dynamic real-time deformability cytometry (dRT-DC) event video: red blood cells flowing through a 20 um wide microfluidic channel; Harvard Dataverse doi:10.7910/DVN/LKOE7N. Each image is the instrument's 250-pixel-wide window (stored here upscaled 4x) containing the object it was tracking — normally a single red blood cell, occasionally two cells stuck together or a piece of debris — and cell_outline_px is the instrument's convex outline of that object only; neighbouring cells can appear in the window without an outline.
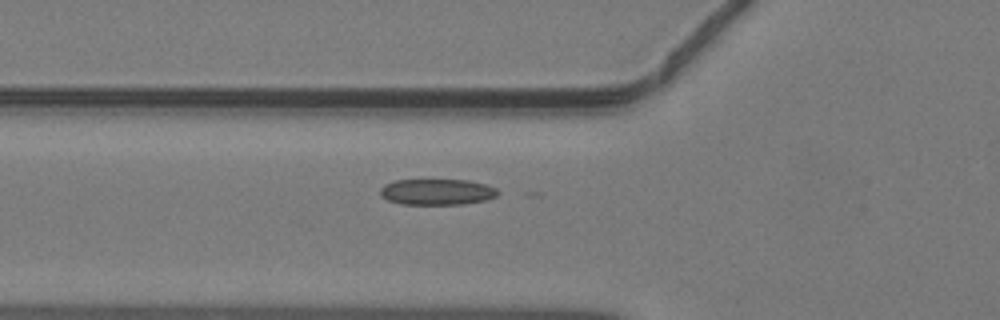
{"species": "common noctule bat (a hibernating species)", "species_latin": "Nyctalus noctula", "temperature_condition": "warm", "stored_images_in_passage": 33, "camera_frame_rate_fps": 3000, "um_per_image_px": 0.085, "animal": {"sex": "male", "body_mass_g": 19.2, "forearm_length_mm": 51.8}, "frame": {"image": 1, "passage_image": 4, "time_ms": 1.0, "image_size_px": [1000, 320], "cell_outline_px": [[500, 192], [496, 196], [488, 200], [464, 204], [400, 204], [388, 200], [380, 196], [380, 188], [384, 184], [396, 180], [468, 180], [484, 184], [496, 188]], "centroid_in_image_um": [37.14, 16.31], "position_along_channel_um": 88.7, "area_um2": 17.92}}
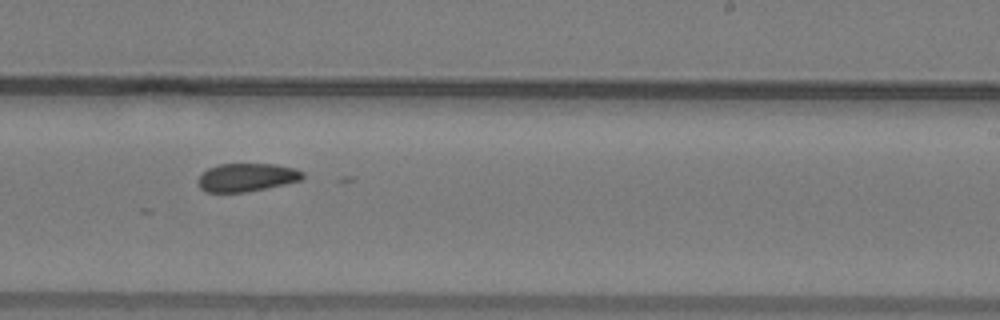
{"frame": {"image": 2, "passage_image": 16, "time_ms": 5.0, "image_size_px": [1000, 320], "cell_outline_px": [[304, 176], [300, 180], [284, 184], [248, 192], [204, 192], [200, 188], [200, 176], [208, 168], [220, 164], [272, 164], [296, 168], [304, 172]], "centroid_in_image_um": [21.0, 15.08], "position_along_channel_um": 268.0, "area_um2": 17.05}}
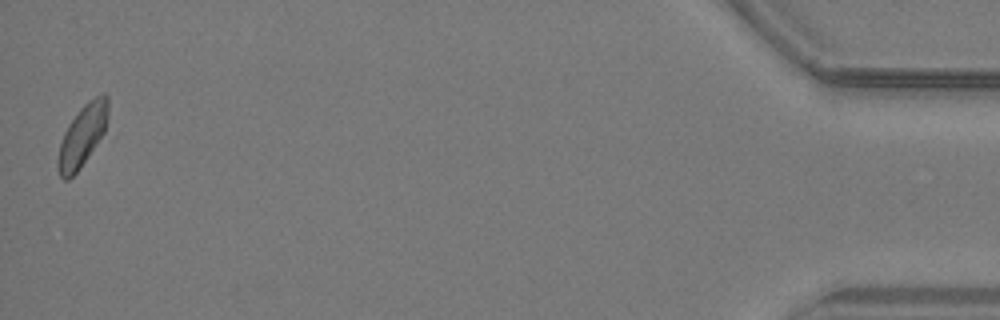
{"frame": {"image": 3, "passage_image": 33, "time_ms": 10.667, "image_size_px": [1000, 320], "cell_outline_px": [[108, 116], [104, 132], [80, 168], [68, 180], [64, 180], [60, 176], [56, 168], [56, 160], [60, 144], [64, 132], [68, 124], [80, 108], [88, 100], [104, 92], [108, 96]], "centroid_in_image_um": [6.98, 11.53], "position_along_channel_um": 428.2, "area_um2": 18.03}}